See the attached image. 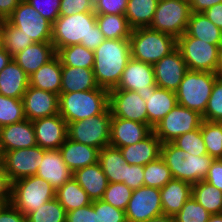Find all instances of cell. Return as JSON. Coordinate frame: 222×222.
Listing matches in <instances>:
<instances>
[{"label":"cell","instance_id":"cell-1","mask_svg":"<svg viewBox=\"0 0 222 222\" xmlns=\"http://www.w3.org/2000/svg\"><path fill=\"white\" fill-rule=\"evenodd\" d=\"M104 40L94 12L60 15L52 24L51 42L56 52L63 47L76 44L94 51Z\"/></svg>","mask_w":222,"mask_h":222},{"label":"cell","instance_id":"cell-2","mask_svg":"<svg viewBox=\"0 0 222 222\" xmlns=\"http://www.w3.org/2000/svg\"><path fill=\"white\" fill-rule=\"evenodd\" d=\"M93 72L99 87L108 91L119 84L123 71L131 59L129 39H105L94 50Z\"/></svg>","mask_w":222,"mask_h":222},{"label":"cell","instance_id":"cell-3","mask_svg":"<svg viewBox=\"0 0 222 222\" xmlns=\"http://www.w3.org/2000/svg\"><path fill=\"white\" fill-rule=\"evenodd\" d=\"M108 107L109 91L105 88L59 94V114L67 124L99 115Z\"/></svg>","mask_w":222,"mask_h":222},{"label":"cell","instance_id":"cell-4","mask_svg":"<svg viewBox=\"0 0 222 222\" xmlns=\"http://www.w3.org/2000/svg\"><path fill=\"white\" fill-rule=\"evenodd\" d=\"M169 167L173 179L198 183L205 180L213 158L208 155L194 156L175 146L172 142L161 146V156Z\"/></svg>","mask_w":222,"mask_h":222},{"label":"cell","instance_id":"cell-5","mask_svg":"<svg viewBox=\"0 0 222 222\" xmlns=\"http://www.w3.org/2000/svg\"><path fill=\"white\" fill-rule=\"evenodd\" d=\"M131 58L154 65L177 48V39L150 27L132 29Z\"/></svg>","mask_w":222,"mask_h":222},{"label":"cell","instance_id":"cell-6","mask_svg":"<svg viewBox=\"0 0 222 222\" xmlns=\"http://www.w3.org/2000/svg\"><path fill=\"white\" fill-rule=\"evenodd\" d=\"M217 78V73L188 70L175 92L178 104L203 115Z\"/></svg>","mask_w":222,"mask_h":222},{"label":"cell","instance_id":"cell-7","mask_svg":"<svg viewBox=\"0 0 222 222\" xmlns=\"http://www.w3.org/2000/svg\"><path fill=\"white\" fill-rule=\"evenodd\" d=\"M56 190L37 175L12 183L11 204L25 216L55 198Z\"/></svg>","mask_w":222,"mask_h":222},{"label":"cell","instance_id":"cell-8","mask_svg":"<svg viewBox=\"0 0 222 222\" xmlns=\"http://www.w3.org/2000/svg\"><path fill=\"white\" fill-rule=\"evenodd\" d=\"M111 111L67 124V136L91 147L103 149L110 145Z\"/></svg>","mask_w":222,"mask_h":222},{"label":"cell","instance_id":"cell-9","mask_svg":"<svg viewBox=\"0 0 222 222\" xmlns=\"http://www.w3.org/2000/svg\"><path fill=\"white\" fill-rule=\"evenodd\" d=\"M177 48L180 50L188 70L217 73L220 46L205 43L185 32L177 39Z\"/></svg>","mask_w":222,"mask_h":222},{"label":"cell","instance_id":"cell-10","mask_svg":"<svg viewBox=\"0 0 222 222\" xmlns=\"http://www.w3.org/2000/svg\"><path fill=\"white\" fill-rule=\"evenodd\" d=\"M190 14V1L159 0L149 27L178 39L186 32Z\"/></svg>","mask_w":222,"mask_h":222},{"label":"cell","instance_id":"cell-11","mask_svg":"<svg viewBox=\"0 0 222 222\" xmlns=\"http://www.w3.org/2000/svg\"><path fill=\"white\" fill-rule=\"evenodd\" d=\"M202 115L184 106L176 105L154 128L162 144L174 141L187 132L200 128Z\"/></svg>","mask_w":222,"mask_h":222},{"label":"cell","instance_id":"cell-12","mask_svg":"<svg viewBox=\"0 0 222 222\" xmlns=\"http://www.w3.org/2000/svg\"><path fill=\"white\" fill-rule=\"evenodd\" d=\"M7 21L22 30L34 43L51 42L52 23L25 0H21Z\"/></svg>","mask_w":222,"mask_h":222},{"label":"cell","instance_id":"cell-13","mask_svg":"<svg viewBox=\"0 0 222 222\" xmlns=\"http://www.w3.org/2000/svg\"><path fill=\"white\" fill-rule=\"evenodd\" d=\"M4 170L11 183L36 175L44 156V149L35 146L1 153Z\"/></svg>","mask_w":222,"mask_h":222},{"label":"cell","instance_id":"cell-14","mask_svg":"<svg viewBox=\"0 0 222 222\" xmlns=\"http://www.w3.org/2000/svg\"><path fill=\"white\" fill-rule=\"evenodd\" d=\"M125 213L127 222H145L163 215L160 189L141 186L133 190Z\"/></svg>","mask_w":222,"mask_h":222},{"label":"cell","instance_id":"cell-15","mask_svg":"<svg viewBox=\"0 0 222 222\" xmlns=\"http://www.w3.org/2000/svg\"><path fill=\"white\" fill-rule=\"evenodd\" d=\"M156 87L153 65L131 58L123 71L119 84L111 90L135 91L145 101V97L149 93H153Z\"/></svg>","mask_w":222,"mask_h":222},{"label":"cell","instance_id":"cell-16","mask_svg":"<svg viewBox=\"0 0 222 222\" xmlns=\"http://www.w3.org/2000/svg\"><path fill=\"white\" fill-rule=\"evenodd\" d=\"M109 108L113 117L147 124L146 101L135 91L109 90Z\"/></svg>","mask_w":222,"mask_h":222},{"label":"cell","instance_id":"cell-17","mask_svg":"<svg viewBox=\"0 0 222 222\" xmlns=\"http://www.w3.org/2000/svg\"><path fill=\"white\" fill-rule=\"evenodd\" d=\"M157 87L176 92L188 71L178 48L153 65Z\"/></svg>","mask_w":222,"mask_h":222},{"label":"cell","instance_id":"cell-18","mask_svg":"<svg viewBox=\"0 0 222 222\" xmlns=\"http://www.w3.org/2000/svg\"><path fill=\"white\" fill-rule=\"evenodd\" d=\"M25 118L34 121L59 114V96L28 86L22 98Z\"/></svg>","mask_w":222,"mask_h":222},{"label":"cell","instance_id":"cell-19","mask_svg":"<svg viewBox=\"0 0 222 222\" xmlns=\"http://www.w3.org/2000/svg\"><path fill=\"white\" fill-rule=\"evenodd\" d=\"M37 146L46 149H59L68 138L67 123L60 114L32 121Z\"/></svg>","mask_w":222,"mask_h":222},{"label":"cell","instance_id":"cell-20","mask_svg":"<svg viewBox=\"0 0 222 222\" xmlns=\"http://www.w3.org/2000/svg\"><path fill=\"white\" fill-rule=\"evenodd\" d=\"M153 130L145 123L111 117L110 146L120 148L136 144Z\"/></svg>","mask_w":222,"mask_h":222},{"label":"cell","instance_id":"cell-21","mask_svg":"<svg viewBox=\"0 0 222 222\" xmlns=\"http://www.w3.org/2000/svg\"><path fill=\"white\" fill-rule=\"evenodd\" d=\"M37 145L32 121H24L0 128V152H8Z\"/></svg>","mask_w":222,"mask_h":222},{"label":"cell","instance_id":"cell-22","mask_svg":"<svg viewBox=\"0 0 222 222\" xmlns=\"http://www.w3.org/2000/svg\"><path fill=\"white\" fill-rule=\"evenodd\" d=\"M57 190L73 177V172L65 164L59 149H44V156L36 172Z\"/></svg>","mask_w":222,"mask_h":222},{"label":"cell","instance_id":"cell-23","mask_svg":"<svg viewBox=\"0 0 222 222\" xmlns=\"http://www.w3.org/2000/svg\"><path fill=\"white\" fill-rule=\"evenodd\" d=\"M162 142L152 131L142 141L125 147H120L126 163L145 166L161 156Z\"/></svg>","mask_w":222,"mask_h":222},{"label":"cell","instance_id":"cell-24","mask_svg":"<svg viewBox=\"0 0 222 222\" xmlns=\"http://www.w3.org/2000/svg\"><path fill=\"white\" fill-rule=\"evenodd\" d=\"M55 55L56 51L52 42H39L28 46L12 59L30 77Z\"/></svg>","mask_w":222,"mask_h":222},{"label":"cell","instance_id":"cell-25","mask_svg":"<svg viewBox=\"0 0 222 222\" xmlns=\"http://www.w3.org/2000/svg\"><path fill=\"white\" fill-rule=\"evenodd\" d=\"M65 164L74 172L77 169L95 164L99 159V149L72 141L67 138L59 148Z\"/></svg>","mask_w":222,"mask_h":222},{"label":"cell","instance_id":"cell-26","mask_svg":"<svg viewBox=\"0 0 222 222\" xmlns=\"http://www.w3.org/2000/svg\"><path fill=\"white\" fill-rule=\"evenodd\" d=\"M147 106V125L153 128L176 106L174 91L156 87L153 93L145 97Z\"/></svg>","mask_w":222,"mask_h":222},{"label":"cell","instance_id":"cell-27","mask_svg":"<svg viewBox=\"0 0 222 222\" xmlns=\"http://www.w3.org/2000/svg\"><path fill=\"white\" fill-rule=\"evenodd\" d=\"M160 195L163 214L175 216L192 196V184L172 179L160 189Z\"/></svg>","mask_w":222,"mask_h":222},{"label":"cell","instance_id":"cell-28","mask_svg":"<svg viewBox=\"0 0 222 222\" xmlns=\"http://www.w3.org/2000/svg\"><path fill=\"white\" fill-rule=\"evenodd\" d=\"M73 178L86 191L92 201L102 199L109 184L99 162L75 170Z\"/></svg>","mask_w":222,"mask_h":222},{"label":"cell","instance_id":"cell-29","mask_svg":"<svg viewBox=\"0 0 222 222\" xmlns=\"http://www.w3.org/2000/svg\"><path fill=\"white\" fill-rule=\"evenodd\" d=\"M62 64L57 55L42 65L29 79V86L54 94L61 93Z\"/></svg>","mask_w":222,"mask_h":222},{"label":"cell","instance_id":"cell-30","mask_svg":"<svg viewBox=\"0 0 222 222\" xmlns=\"http://www.w3.org/2000/svg\"><path fill=\"white\" fill-rule=\"evenodd\" d=\"M30 77L12 59L0 72V95L22 99Z\"/></svg>","mask_w":222,"mask_h":222},{"label":"cell","instance_id":"cell-31","mask_svg":"<svg viewBox=\"0 0 222 222\" xmlns=\"http://www.w3.org/2000/svg\"><path fill=\"white\" fill-rule=\"evenodd\" d=\"M93 69L62 66L61 93L97 89Z\"/></svg>","mask_w":222,"mask_h":222},{"label":"cell","instance_id":"cell-32","mask_svg":"<svg viewBox=\"0 0 222 222\" xmlns=\"http://www.w3.org/2000/svg\"><path fill=\"white\" fill-rule=\"evenodd\" d=\"M99 164L109 183H123L126 179V160L119 148L105 146L99 151Z\"/></svg>","mask_w":222,"mask_h":222},{"label":"cell","instance_id":"cell-33","mask_svg":"<svg viewBox=\"0 0 222 222\" xmlns=\"http://www.w3.org/2000/svg\"><path fill=\"white\" fill-rule=\"evenodd\" d=\"M186 33L208 44L220 46L222 43V30L212 23L203 12L190 14Z\"/></svg>","mask_w":222,"mask_h":222},{"label":"cell","instance_id":"cell-34","mask_svg":"<svg viewBox=\"0 0 222 222\" xmlns=\"http://www.w3.org/2000/svg\"><path fill=\"white\" fill-rule=\"evenodd\" d=\"M55 198L66 212L88 206L92 203L86 191L73 177L56 190Z\"/></svg>","mask_w":222,"mask_h":222},{"label":"cell","instance_id":"cell-35","mask_svg":"<svg viewBox=\"0 0 222 222\" xmlns=\"http://www.w3.org/2000/svg\"><path fill=\"white\" fill-rule=\"evenodd\" d=\"M159 0H128L125 17L132 29L149 27Z\"/></svg>","mask_w":222,"mask_h":222},{"label":"cell","instance_id":"cell-36","mask_svg":"<svg viewBox=\"0 0 222 222\" xmlns=\"http://www.w3.org/2000/svg\"><path fill=\"white\" fill-rule=\"evenodd\" d=\"M96 23L105 39H129L132 28L125 14H96Z\"/></svg>","mask_w":222,"mask_h":222},{"label":"cell","instance_id":"cell-37","mask_svg":"<svg viewBox=\"0 0 222 222\" xmlns=\"http://www.w3.org/2000/svg\"><path fill=\"white\" fill-rule=\"evenodd\" d=\"M192 197L211 215L222 214V191L205 180L192 184Z\"/></svg>","mask_w":222,"mask_h":222},{"label":"cell","instance_id":"cell-38","mask_svg":"<svg viewBox=\"0 0 222 222\" xmlns=\"http://www.w3.org/2000/svg\"><path fill=\"white\" fill-rule=\"evenodd\" d=\"M62 66L93 69L94 51L81 44L63 47L56 52Z\"/></svg>","mask_w":222,"mask_h":222},{"label":"cell","instance_id":"cell-39","mask_svg":"<svg viewBox=\"0 0 222 222\" xmlns=\"http://www.w3.org/2000/svg\"><path fill=\"white\" fill-rule=\"evenodd\" d=\"M201 134L207 154L213 159H222V122L203 120Z\"/></svg>","mask_w":222,"mask_h":222},{"label":"cell","instance_id":"cell-40","mask_svg":"<svg viewBox=\"0 0 222 222\" xmlns=\"http://www.w3.org/2000/svg\"><path fill=\"white\" fill-rule=\"evenodd\" d=\"M172 179L170 169L161 157L144 166V186L161 189Z\"/></svg>","mask_w":222,"mask_h":222},{"label":"cell","instance_id":"cell-41","mask_svg":"<svg viewBox=\"0 0 222 222\" xmlns=\"http://www.w3.org/2000/svg\"><path fill=\"white\" fill-rule=\"evenodd\" d=\"M4 49L13 57L28 46L34 44L31 38H28L17 27L12 26L7 20L2 21Z\"/></svg>","mask_w":222,"mask_h":222},{"label":"cell","instance_id":"cell-42","mask_svg":"<svg viewBox=\"0 0 222 222\" xmlns=\"http://www.w3.org/2000/svg\"><path fill=\"white\" fill-rule=\"evenodd\" d=\"M27 222H65L66 211L59 201L54 198L45 202L42 207L26 215Z\"/></svg>","mask_w":222,"mask_h":222},{"label":"cell","instance_id":"cell-43","mask_svg":"<svg viewBox=\"0 0 222 222\" xmlns=\"http://www.w3.org/2000/svg\"><path fill=\"white\" fill-rule=\"evenodd\" d=\"M25 119L22 99L0 95V128Z\"/></svg>","mask_w":222,"mask_h":222},{"label":"cell","instance_id":"cell-44","mask_svg":"<svg viewBox=\"0 0 222 222\" xmlns=\"http://www.w3.org/2000/svg\"><path fill=\"white\" fill-rule=\"evenodd\" d=\"M172 143L185 152L194 156L207 154L205 143L201 134V126L198 129L187 132L177 137Z\"/></svg>","mask_w":222,"mask_h":222},{"label":"cell","instance_id":"cell-45","mask_svg":"<svg viewBox=\"0 0 222 222\" xmlns=\"http://www.w3.org/2000/svg\"><path fill=\"white\" fill-rule=\"evenodd\" d=\"M133 190L124 183H109L102 200L117 209L126 210Z\"/></svg>","mask_w":222,"mask_h":222},{"label":"cell","instance_id":"cell-46","mask_svg":"<svg viewBox=\"0 0 222 222\" xmlns=\"http://www.w3.org/2000/svg\"><path fill=\"white\" fill-rule=\"evenodd\" d=\"M210 213L192 196L174 216L175 222H208Z\"/></svg>","mask_w":222,"mask_h":222},{"label":"cell","instance_id":"cell-47","mask_svg":"<svg viewBox=\"0 0 222 222\" xmlns=\"http://www.w3.org/2000/svg\"><path fill=\"white\" fill-rule=\"evenodd\" d=\"M202 119L211 122H222V79L214 82L212 93Z\"/></svg>","mask_w":222,"mask_h":222},{"label":"cell","instance_id":"cell-48","mask_svg":"<svg viewBox=\"0 0 222 222\" xmlns=\"http://www.w3.org/2000/svg\"><path fill=\"white\" fill-rule=\"evenodd\" d=\"M92 206L97 214L98 222H127L124 210L117 209L102 199L93 200Z\"/></svg>","mask_w":222,"mask_h":222},{"label":"cell","instance_id":"cell-49","mask_svg":"<svg viewBox=\"0 0 222 222\" xmlns=\"http://www.w3.org/2000/svg\"><path fill=\"white\" fill-rule=\"evenodd\" d=\"M38 11L41 16L50 21L52 24L60 16L61 0H25Z\"/></svg>","mask_w":222,"mask_h":222},{"label":"cell","instance_id":"cell-50","mask_svg":"<svg viewBox=\"0 0 222 222\" xmlns=\"http://www.w3.org/2000/svg\"><path fill=\"white\" fill-rule=\"evenodd\" d=\"M85 12H94V0H61L60 2V15L70 16Z\"/></svg>","mask_w":222,"mask_h":222},{"label":"cell","instance_id":"cell-51","mask_svg":"<svg viewBox=\"0 0 222 222\" xmlns=\"http://www.w3.org/2000/svg\"><path fill=\"white\" fill-rule=\"evenodd\" d=\"M128 0H94L95 14H125Z\"/></svg>","mask_w":222,"mask_h":222},{"label":"cell","instance_id":"cell-52","mask_svg":"<svg viewBox=\"0 0 222 222\" xmlns=\"http://www.w3.org/2000/svg\"><path fill=\"white\" fill-rule=\"evenodd\" d=\"M123 183L132 190L144 186V166L126 163V179H124Z\"/></svg>","mask_w":222,"mask_h":222},{"label":"cell","instance_id":"cell-53","mask_svg":"<svg viewBox=\"0 0 222 222\" xmlns=\"http://www.w3.org/2000/svg\"><path fill=\"white\" fill-rule=\"evenodd\" d=\"M66 221L68 222H98L97 214L92 203L88 206L66 212Z\"/></svg>","mask_w":222,"mask_h":222},{"label":"cell","instance_id":"cell-54","mask_svg":"<svg viewBox=\"0 0 222 222\" xmlns=\"http://www.w3.org/2000/svg\"><path fill=\"white\" fill-rule=\"evenodd\" d=\"M205 181L222 191V159H214L207 172Z\"/></svg>","mask_w":222,"mask_h":222},{"label":"cell","instance_id":"cell-55","mask_svg":"<svg viewBox=\"0 0 222 222\" xmlns=\"http://www.w3.org/2000/svg\"><path fill=\"white\" fill-rule=\"evenodd\" d=\"M0 222H27L26 216L12 204L6 205L0 212Z\"/></svg>","mask_w":222,"mask_h":222},{"label":"cell","instance_id":"cell-56","mask_svg":"<svg viewBox=\"0 0 222 222\" xmlns=\"http://www.w3.org/2000/svg\"><path fill=\"white\" fill-rule=\"evenodd\" d=\"M12 183L10 182L3 164H0V201H11Z\"/></svg>","mask_w":222,"mask_h":222},{"label":"cell","instance_id":"cell-57","mask_svg":"<svg viewBox=\"0 0 222 222\" xmlns=\"http://www.w3.org/2000/svg\"><path fill=\"white\" fill-rule=\"evenodd\" d=\"M203 13L212 23L222 30V2L206 9Z\"/></svg>","mask_w":222,"mask_h":222},{"label":"cell","instance_id":"cell-58","mask_svg":"<svg viewBox=\"0 0 222 222\" xmlns=\"http://www.w3.org/2000/svg\"><path fill=\"white\" fill-rule=\"evenodd\" d=\"M21 0H0V21L7 20Z\"/></svg>","mask_w":222,"mask_h":222},{"label":"cell","instance_id":"cell-59","mask_svg":"<svg viewBox=\"0 0 222 222\" xmlns=\"http://www.w3.org/2000/svg\"><path fill=\"white\" fill-rule=\"evenodd\" d=\"M221 2L222 0H190V11L191 13L204 12L206 9Z\"/></svg>","mask_w":222,"mask_h":222},{"label":"cell","instance_id":"cell-60","mask_svg":"<svg viewBox=\"0 0 222 222\" xmlns=\"http://www.w3.org/2000/svg\"><path fill=\"white\" fill-rule=\"evenodd\" d=\"M12 60V56L3 48L0 50V72L7 66Z\"/></svg>","mask_w":222,"mask_h":222},{"label":"cell","instance_id":"cell-61","mask_svg":"<svg viewBox=\"0 0 222 222\" xmlns=\"http://www.w3.org/2000/svg\"><path fill=\"white\" fill-rule=\"evenodd\" d=\"M145 222H175V218L174 216L163 214V215L151 218Z\"/></svg>","mask_w":222,"mask_h":222},{"label":"cell","instance_id":"cell-62","mask_svg":"<svg viewBox=\"0 0 222 222\" xmlns=\"http://www.w3.org/2000/svg\"><path fill=\"white\" fill-rule=\"evenodd\" d=\"M217 75H218V78L222 79V43L220 45V56H219V65L217 68Z\"/></svg>","mask_w":222,"mask_h":222},{"label":"cell","instance_id":"cell-63","mask_svg":"<svg viewBox=\"0 0 222 222\" xmlns=\"http://www.w3.org/2000/svg\"><path fill=\"white\" fill-rule=\"evenodd\" d=\"M208 222H222V214L210 215Z\"/></svg>","mask_w":222,"mask_h":222},{"label":"cell","instance_id":"cell-64","mask_svg":"<svg viewBox=\"0 0 222 222\" xmlns=\"http://www.w3.org/2000/svg\"><path fill=\"white\" fill-rule=\"evenodd\" d=\"M4 48L2 21H0V50Z\"/></svg>","mask_w":222,"mask_h":222},{"label":"cell","instance_id":"cell-65","mask_svg":"<svg viewBox=\"0 0 222 222\" xmlns=\"http://www.w3.org/2000/svg\"><path fill=\"white\" fill-rule=\"evenodd\" d=\"M8 204H11V201H0V212Z\"/></svg>","mask_w":222,"mask_h":222},{"label":"cell","instance_id":"cell-66","mask_svg":"<svg viewBox=\"0 0 222 222\" xmlns=\"http://www.w3.org/2000/svg\"><path fill=\"white\" fill-rule=\"evenodd\" d=\"M1 159H2V155H1V152H0V164H1Z\"/></svg>","mask_w":222,"mask_h":222}]
</instances>
